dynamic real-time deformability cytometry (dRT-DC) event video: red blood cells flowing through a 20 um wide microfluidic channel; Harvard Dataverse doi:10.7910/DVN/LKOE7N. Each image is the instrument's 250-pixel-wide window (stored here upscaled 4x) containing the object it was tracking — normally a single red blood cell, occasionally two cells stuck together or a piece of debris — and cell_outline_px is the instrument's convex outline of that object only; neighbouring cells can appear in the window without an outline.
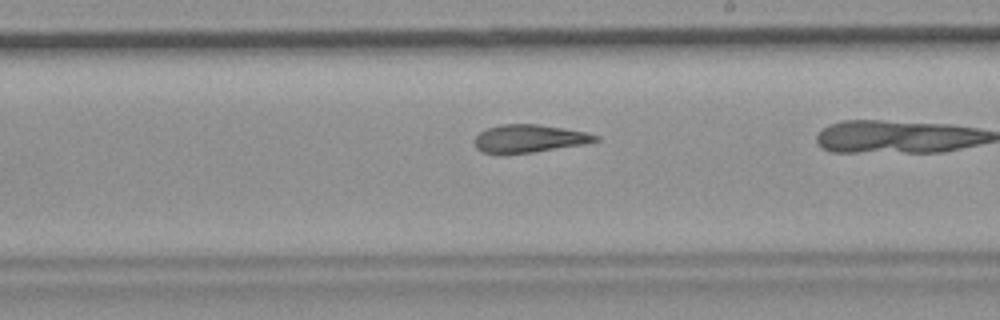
{"species": "common noctule bat (a hibernating species)", "species_latin": "Nyctalus noctula", "temperature_condition": "room temperature", "stored_images_in_passage": 35, "camera_frame_rate_fps": 3000, "um_per_image_px": 0.085, "animal": {"sex": "female", "body_mass_g": 19.9}, "frame": {"image": 1, "passage_image": 25, "time_ms": 8.0, "image_size_px": [1000, 320], "cell_outline_px": [[600, 140], [584, 144], [532, 152], [500, 156], [484, 152], [476, 148], [476, 136], [480, 132], [488, 128], [500, 124], [540, 124], [588, 132], [600, 136]], "centroid_in_image_um": [44.99, 11.79], "position_along_channel_um": 244.0, "area_um2": 19.94}}